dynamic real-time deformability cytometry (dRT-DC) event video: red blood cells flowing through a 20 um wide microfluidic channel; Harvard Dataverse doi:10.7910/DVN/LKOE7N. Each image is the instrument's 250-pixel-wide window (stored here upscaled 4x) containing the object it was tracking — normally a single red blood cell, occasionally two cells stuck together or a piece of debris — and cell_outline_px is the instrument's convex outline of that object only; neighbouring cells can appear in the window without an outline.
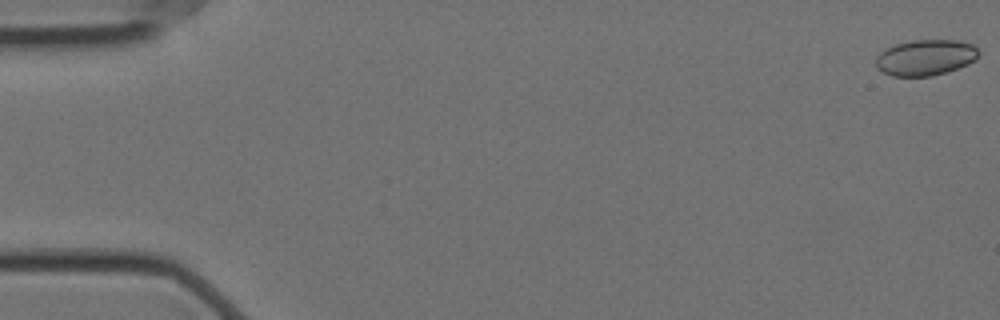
{"species": "Egyptian fruit bat (a non-hibernating species)", "species_latin": "Rousettus aegyptiacus", "temperature_condition": "cold", "stored_images_in_passage": 58, "camera_frame_rate_fps": 3000, "um_per_image_px": 0.085, "animal": {"sex": "female"}, "frame": {"image": 1, "passage_image": 1, "time_ms": 0.0, "image_size_px": [1000, 320], "cell_outline_px": [[980, 52], [976, 60], [968, 64], [932, 76], [892, 76], [876, 68], [876, 56], [884, 48], [896, 44], [912, 40], [956, 40], [972, 44]], "centroid_in_image_um": [78.65, 4.88], "position_along_channel_um": 6.4, "area_um2": 21.5}}
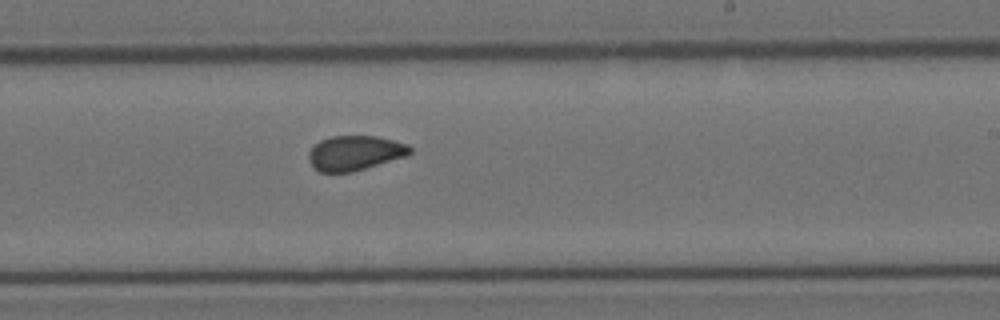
{"frame": {"image": 2, "passage_image": 35, "time_ms": 11.333, "image_size_px": [1000, 320], "cell_outline_px": [[412, 152], [408, 156], [352, 172], [320, 172], [308, 160], [308, 152], [320, 140], [332, 136], [376, 136], [408, 144], [412, 148]], "centroid_in_image_um": [30.19, 13.0], "position_along_channel_um": 258.8, "area_um2": 20.52}}
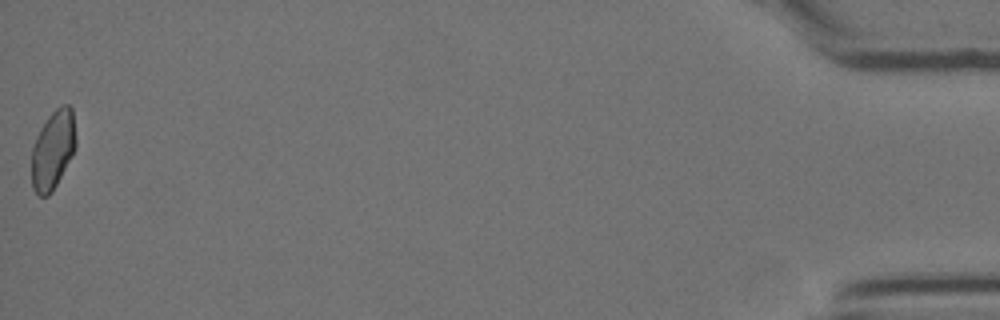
{"frame": {"image": 3, "passage_image": 58, "time_ms": 19.0, "image_size_px": [1000, 320], "cell_outline_px": [[76, 148], [52, 192], [48, 196], [40, 196], [32, 188], [32, 148], [36, 136], [40, 128], [48, 116], [60, 104], [68, 104], [72, 108], [76, 136]], "centroid_in_image_um": [4.51, 12.7], "position_along_channel_um": 430.7, "area_um2": 20.4}, "authors_computed_cell_mechanics": {"area_um2": 21.2126, "velocity_mm_per_s": 3.5185, "shape_relaxation_time_tau1_ms": 6.622, "shape_relaxation_time_tau2_ms": 2.2865, "deformation_change_tau1": 0.1099, "deformation_change_tau2": 0.0337}}